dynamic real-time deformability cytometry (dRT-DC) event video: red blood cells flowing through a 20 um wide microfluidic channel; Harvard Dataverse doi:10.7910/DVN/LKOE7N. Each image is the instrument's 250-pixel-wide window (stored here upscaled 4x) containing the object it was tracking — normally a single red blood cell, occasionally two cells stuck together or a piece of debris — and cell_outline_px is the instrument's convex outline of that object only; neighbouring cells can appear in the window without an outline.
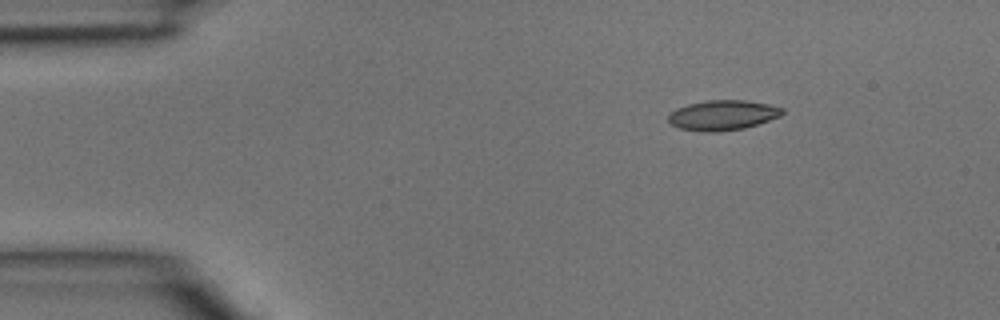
{"species": "common noctule bat (a hibernating species)", "species_latin": "Nyctalus noctula", "temperature_condition": "room temperature", "stored_images_in_passage": 3, "camera_frame_rate_fps": 3000, "um_per_image_px": 0.085, "animal": {"sex": "male", "body_mass_g": 15.6}, "frame": {"image": 1, "passage_image": 1, "time_ms": 0.0, "image_size_px": [1000, 320], "cell_outline_px": [[784, 112], [780, 116], [744, 128], [716, 132], [704, 132], [680, 128], [672, 124], [668, 120], [668, 116], [676, 108], [688, 104], [704, 100], [744, 100], [768, 104], [784, 108]], "centroid_in_image_um": [61.42, 9.78], "position_along_channel_um": 23.6, "area_um2": 19.83}}
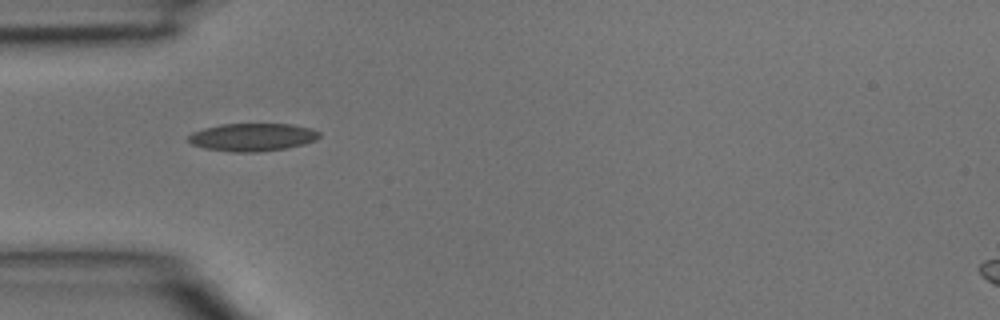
{"frame": {"image": 2, "passage_image": 3, "time_ms": 0.667, "image_size_px": [1000, 320], "cell_outline_px": [[320, 136], [316, 140], [304, 144], [284, 148], [256, 152], [232, 152], [204, 148], [192, 144], [188, 140], [188, 136], [192, 132], [204, 128], [220, 124], [292, 124], [312, 128], [320, 132]], "centroid_in_image_um": [21.46, 11.65], "position_along_channel_um": 63.5, "area_um2": 21.27}}